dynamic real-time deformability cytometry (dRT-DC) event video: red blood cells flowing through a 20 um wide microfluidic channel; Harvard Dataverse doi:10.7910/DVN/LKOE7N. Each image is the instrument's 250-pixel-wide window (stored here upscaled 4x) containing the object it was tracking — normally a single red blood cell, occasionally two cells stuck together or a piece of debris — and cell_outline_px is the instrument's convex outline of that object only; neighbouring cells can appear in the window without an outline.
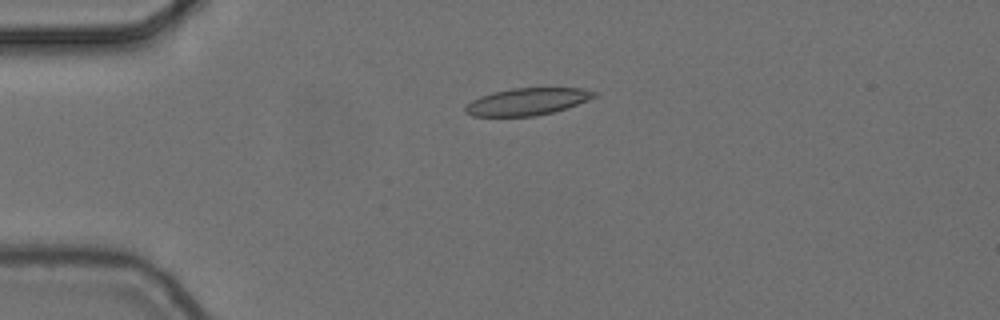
{"species": "common noctule bat (a hibernating species)", "species_latin": "Nyctalus noctula", "temperature_condition": "cold", "stored_images_in_passage": 5, "camera_frame_rate_fps": 3000, "um_per_image_px": 0.085, "animal": {"sex": "female", "body_mass_g": 24.6, "forearm_length_mm": 56.2}, "frame": {"image": 1, "passage_image": 4, "time_ms": 1.0, "image_size_px": [1000, 320], "cell_outline_px": [[600, 92], [596, 96], [588, 100], [568, 108], [536, 116], [472, 116], [464, 112], [464, 108], [472, 100], [480, 96], [492, 92], [512, 88], [580, 88]], "centroid_in_image_um": [44.83, 8.63], "position_along_channel_um": 40.2, "area_um2": 20.46}}